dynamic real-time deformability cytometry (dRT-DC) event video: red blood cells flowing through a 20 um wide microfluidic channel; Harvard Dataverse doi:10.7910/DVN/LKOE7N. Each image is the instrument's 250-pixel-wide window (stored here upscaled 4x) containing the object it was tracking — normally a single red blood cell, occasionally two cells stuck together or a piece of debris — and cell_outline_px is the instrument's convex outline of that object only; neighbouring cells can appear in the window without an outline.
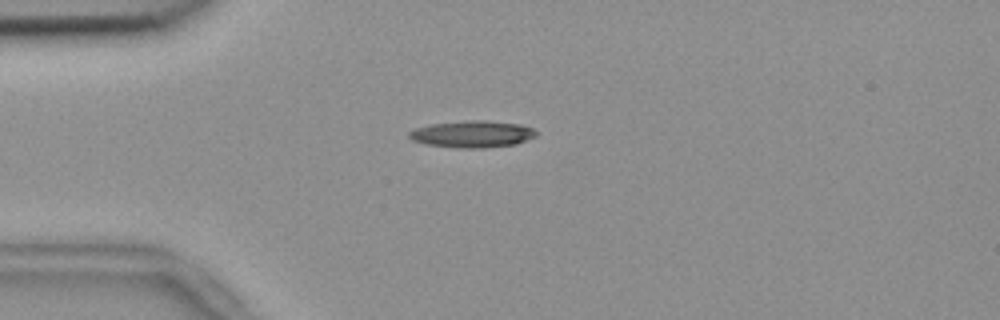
{"species": "common noctule bat (a hibernating species)", "species_latin": "Nyctalus noctula", "temperature_condition": "room temperature", "stored_images_in_passage": 48, "camera_frame_rate_fps": 3000, "um_per_image_px": 0.085, "animal": {"sex": "female", "body_mass_g": 18.4}, "frame": {"image": 1, "passage_image": 7, "time_ms": 2.0, "image_size_px": [1000, 320], "cell_outline_px": [[536, 136], [516, 144], [484, 148], [460, 148], [428, 144], [412, 140], [408, 136], [408, 132], [416, 128], [432, 124], [468, 120], [484, 120], [520, 124], [532, 128], [536, 132]], "centroid_in_image_um": [40.16, 11.39], "position_along_channel_um": 44.8, "area_um2": 19.71}}
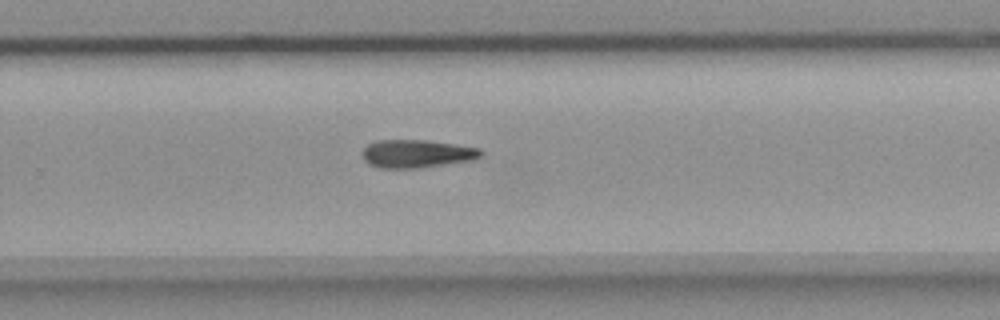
{"frame": {"image": 2, "passage_image": 29, "time_ms": 9.333, "image_size_px": [1000, 320], "cell_outline_px": [[484, 156], [476, 160], [420, 168], [380, 168], [368, 164], [364, 160], [364, 148], [368, 144], [376, 140], [428, 140], [456, 144], [480, 148], [484, 152]], "centroid_in_image_um": [35.5, 13.07], "position_along_channel_um": 294.3, "area_um2": 19.71}}
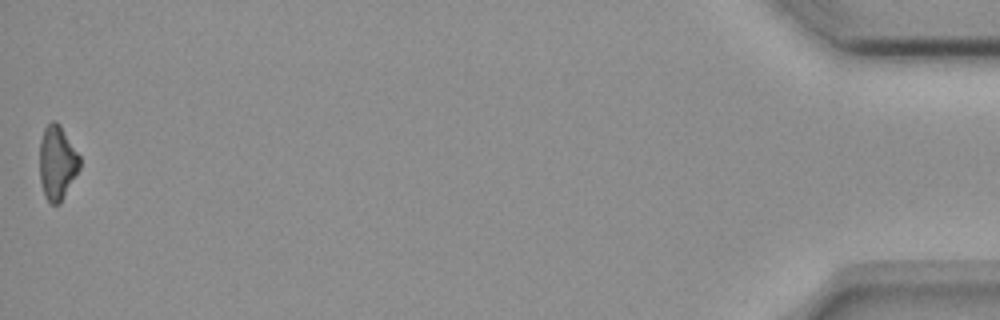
{"frame": {"image": 3, "passage_image": 48, "time_ms": 15.667, "image_size_px": [1000, 320], "cell_outline_px": [[80, 168], [60, 204], [52, 204], [44, 196], [40, 180], [40, 140], [44, 128], [52, 120], [56, 120], [60, 124], [80, 156]], "centroid_in_image_um": [4.86, 13.81], "position_along_channel_um": 430.3, "area_um2": 17.4}, "authors_computed_cell_mechanics": {"area_um2": 18.8139, "velocity_mm_per_s": 3.6701, "shape_relaxation_time_tau1_ms": 9.8348, "shape_relaxation_time_tau2_ms": null, "deformation_change_tau1": 0.2469, "deformation_change_tau2": null}}